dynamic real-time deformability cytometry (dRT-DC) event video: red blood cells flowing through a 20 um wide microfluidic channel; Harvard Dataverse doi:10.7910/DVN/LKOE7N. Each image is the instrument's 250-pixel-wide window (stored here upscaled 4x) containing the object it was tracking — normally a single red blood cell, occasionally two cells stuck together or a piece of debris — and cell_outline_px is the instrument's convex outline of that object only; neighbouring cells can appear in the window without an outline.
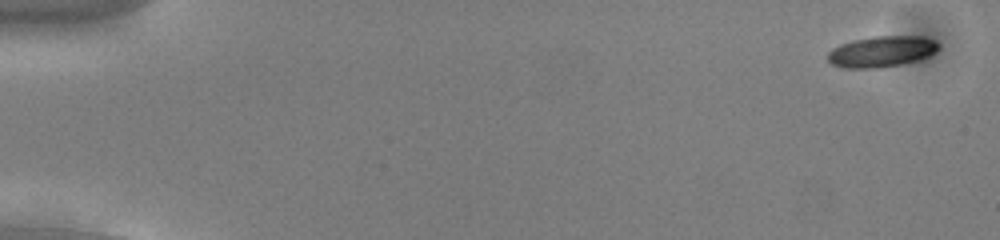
{"species": "common noctule bat (a hibernating species)", "species_latin": "Nyctalus noctula", "temperature_condition": "cold", "stored_images_in_passage": 53, "camera_frame_rate_fps": 3000, "um_per_image_px": 0.085, "animal": {"sex": "male", "body_mass_g": 13.0, "forearm_length_mm": 53.1}, "frame": {"image": 1, "passage_image": 1, "time_ms": 0.0, "image_size_px": [1000, 240], "cell_outline_px": [[940, 48], [928, 56], [920, 60], [880, 68], [844, 68], [832, 64], [828, 60], [828, 52], [832, 48], [840, 44], [852, 40], [876, 36], [920, 36], [936, 40], [940, 44]], "centroid_in_image_um": [74.96, 4.38], "position_along_channel_um": 10.0, "area_um2": 20.17}}
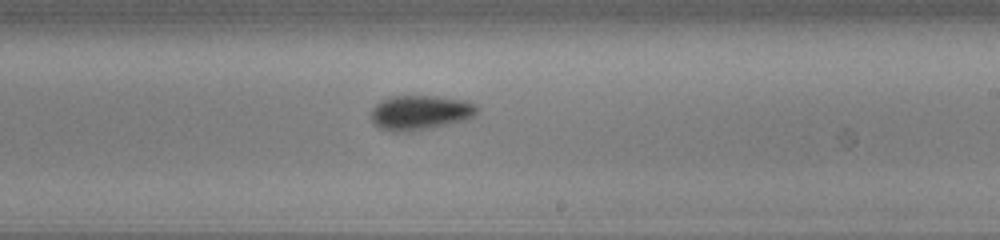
{"frame": {"image": 2, "passage_image": 32, "time_ms": 10.333, "image_size_px": [1000, 240], "cell_outline_px": [[476, 112], [472, 116], [464, 120], [428, 128], [404, 132], [392, 132], [380, 128], [372, 120], [372, 108], [380, 100], [392, 96], [440, 96], [464, 100], [476, 104]], "centroid_in_image_um": [35.68, 9.55], "position_along_channel_um": 253.3, "area_um2": 21.15}}
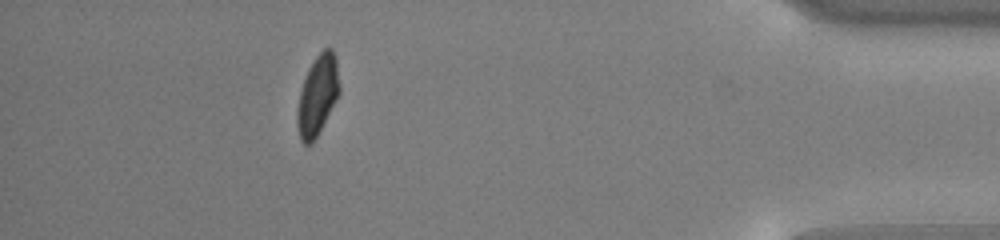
{"frame": {"image": 3, "passage_image": 48, "time_ms": 15.667, "image_size_px": [1000, 240], "cell_outline_px": [[340, 92], [316, 136], [308, 144], [304, 144], [300, 140], [296, 120], [296, 116], [300, 92], [308, 68], [316, 56], [324, 48], [332, 48], [336, 60], [340, 88]], "centroid_in_image_um": [26.98, 8.07], "position_along_channel_um": 408.2, "area_um2": 19.19}, "authors_computed_cell_mechanics": {"area_um2": 20.1144, "velocity_mm_per_s": 3.8182, "shape_relaxation_time_tau1_ms": 2.7458, "shape_relaxation_time_tau2_ms": 2.9259, "deformation_change_tau1": 0.0997, "deformation_change_tau2": 0.0826}}